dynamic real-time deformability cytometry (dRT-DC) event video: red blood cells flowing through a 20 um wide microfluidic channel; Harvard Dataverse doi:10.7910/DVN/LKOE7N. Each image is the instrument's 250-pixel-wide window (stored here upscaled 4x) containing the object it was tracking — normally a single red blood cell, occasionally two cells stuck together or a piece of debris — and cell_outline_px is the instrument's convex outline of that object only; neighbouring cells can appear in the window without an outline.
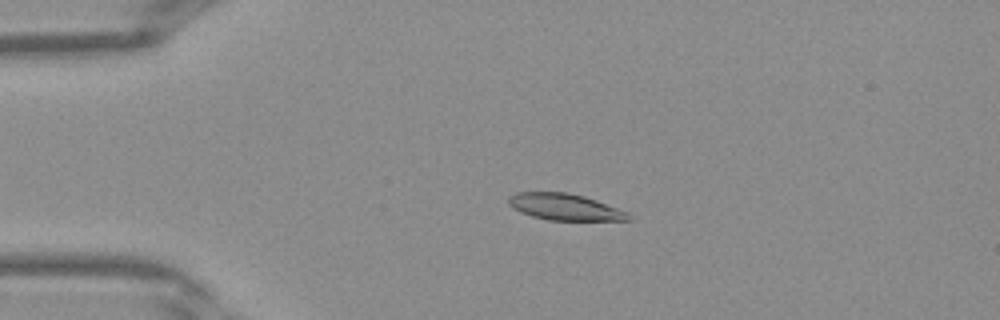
{"species": "Egyptian fruit bat (a non-hibernating species)", "species_latin": "Rousettus aegyptiacus", "temperature_condition": "warm", "stored_images_in_passage": 41, "camera_frame_rate_fps": 3000, "um_per_image_px": 0.085, "frame": {"image": 1, "passage_image": 10, "time_ms": 3.0, "image_size_px": [1000, 320], "cell_outline_px": [[632, 220], [548, 220], [532, 216], [520, 212], [512, 208], [508, 204], [508, 196], [516, 192], [568, 192], [584, 196], [596, 200], [628, 212]], "centroid_in_image_um": [47.97, 17.58], "position_along_channel_um": 37.0, "area_um2": 18.55}}
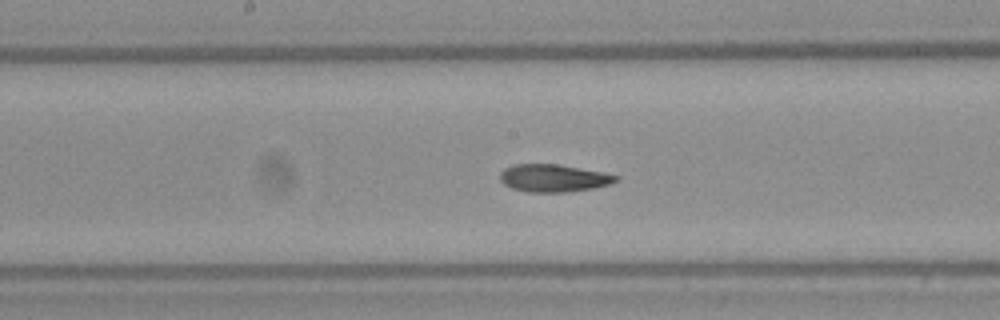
{"frame": {"image": 2, "passage_image": 22, "time_ms": 7.0, "image_size_px": [1000, 320], "cell_outline_px": [[620, 180], [608, 184], [592, 188], [564, 192], [528, 192], [512, 188], [504, 184], [500, 180], [500, 172], [504, 168], [512, 164], [556, 164], [580, 168], [620, 176]], "centroid_in_image_um": [47.01, 15.13], "position_along_channel_um": 201.2, "area_um2": 18.5}}
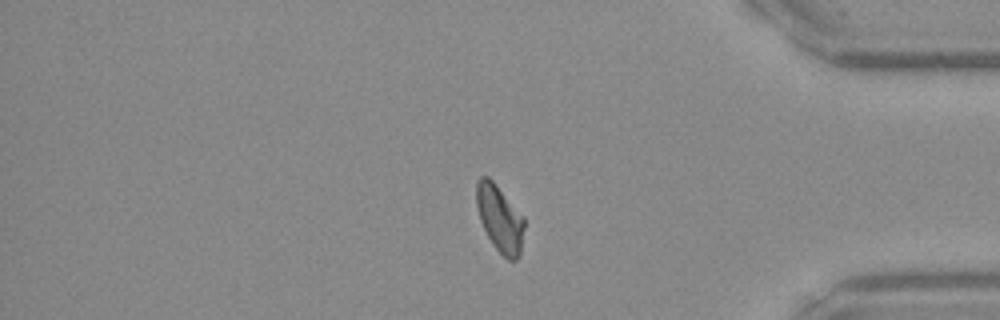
{"frame": {"image": 3, "passage_image": 35, "time_ms": 11.333, "image_size_px": [1000, 320], "cell_outline_px": [[524, 228], [520, 256], [516, 260], [508, 260], [492, 244], [480, 220], [476, 204], [476, 180], [480, 176], [488, 176], [492, 180], [524, 216]], "centroid_in_image_um": [42.48, 18.56], "position_along_channel_um": 392.7, "area_um2": 18.61}}